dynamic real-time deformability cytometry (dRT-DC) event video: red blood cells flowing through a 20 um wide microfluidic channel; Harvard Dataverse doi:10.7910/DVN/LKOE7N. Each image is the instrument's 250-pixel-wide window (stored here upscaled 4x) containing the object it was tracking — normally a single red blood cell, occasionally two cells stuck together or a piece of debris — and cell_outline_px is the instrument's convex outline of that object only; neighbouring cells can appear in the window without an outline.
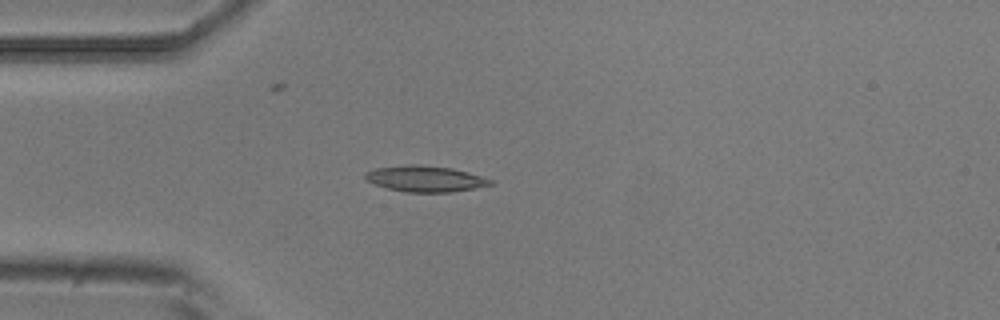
{"species": "common noctule bat (a hibernating species)", "species_latin": "Nyctalus noctula", "temperature_condition": "room temperature", "stored_images_in_passage": 5, "camera_frame_rate_fps": 3000, "um_per_image_px": 0.085, "animal": {"sex": "male", "body_mass_g": 20.5, "forearm_length_mm": 52.5}, "frame": {"image": 1, "passage_image": 4, "time_ms": 1.0, "image_size_px": [1000, 320], "cell_outline_px": [[496, 184], [452, 192], [404, 192], [388, 188], [364, 180], [364, 172], [376, 168], [408, 164], [420, 164], [452, 168], [468, 172], [492, 180]], "centroid_in_image_um": [36.13, 15.19], "position_along_channel_um": 48.9, "area_um2": 19.07}}